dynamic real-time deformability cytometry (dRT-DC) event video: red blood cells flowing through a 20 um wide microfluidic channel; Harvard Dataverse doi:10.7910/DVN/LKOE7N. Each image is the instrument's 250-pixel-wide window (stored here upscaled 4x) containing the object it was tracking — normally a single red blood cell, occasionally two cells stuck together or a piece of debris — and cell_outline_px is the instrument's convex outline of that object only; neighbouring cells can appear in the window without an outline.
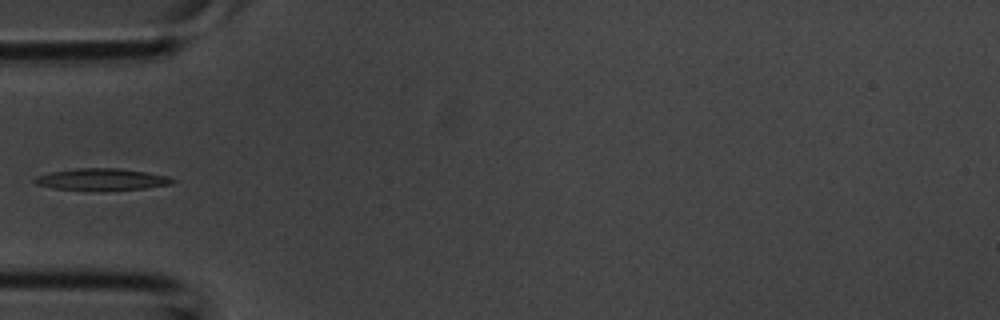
{"species": "common noctule bat (a hibernating species)", "species_latin": "Nyctalus noctula", "temperature_condition": "room temperature", "stored_images_in_passage": 2, "camera_frame_rate_fps": 3000, "um_per_image_px": 0.085, "animal": {"sex": "male", "body_mass_g": 20.1, "forearm_length_mm": 53.5}, "frame": {"image": 1, "passage_image": 2, "time_ms": 0.333, "image_size_px": [1000, 320], "cell_outline_px": [[176, 180], [172, 184], [144, 188], [84, 192], [52, 188], [36, 184], [32, 180], [36, 176], [52, 172], [76, 168], [116, 168], [144, 172], [168, 176]], "centroid_in_image_um": [8.59, 15.27], "position_along_channel_um": 76.4, "area_um2": 17.8}}